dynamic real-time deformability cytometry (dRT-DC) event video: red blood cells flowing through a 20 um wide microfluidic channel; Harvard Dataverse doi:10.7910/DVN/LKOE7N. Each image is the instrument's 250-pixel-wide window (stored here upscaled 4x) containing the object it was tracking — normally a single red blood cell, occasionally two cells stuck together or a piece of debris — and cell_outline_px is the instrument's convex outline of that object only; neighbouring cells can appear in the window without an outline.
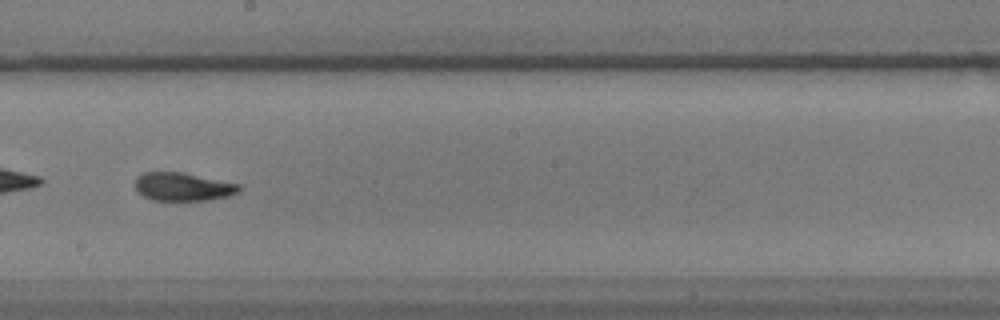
{"species": "common noctule bat (a hibernating species)", "species_latin": "Nyctalus noctula", "temperature_condition": "warm", "stored_images_in_passage": 55, "camera_frame_rate_fps": 3000, "um_per_image_px": 0.085, "animal": {"sex": "male", "body_mass_g": 17.9}, "frame": {"image": 1, "passage_image": 31, "time_ms": 10.0, "image_size_px": [1000, 320], "cell_outline_px": [[240, 192], [228, 196], [208, 200], [152, 200], [144, 196], [136, 188], [136, 176], [144, 172], [180, 172], [240, 184]], "centroid_in_image_um": [15.56, 15.87], "position_along_channel_um": 232.6, "area_um2": 16.94}, "authors_computed_cell_mechanics": {"area_um2": 17.5712, "velocity_mm_per_s": 3.5448, "shape_relaxation_time_tau1_ms": 4.4995, "shape_relaxation_time_tau2_ms": 2.2283, "deformation_change_tau1": 0.1508, "deformation_change_tau2": 0.0753}}